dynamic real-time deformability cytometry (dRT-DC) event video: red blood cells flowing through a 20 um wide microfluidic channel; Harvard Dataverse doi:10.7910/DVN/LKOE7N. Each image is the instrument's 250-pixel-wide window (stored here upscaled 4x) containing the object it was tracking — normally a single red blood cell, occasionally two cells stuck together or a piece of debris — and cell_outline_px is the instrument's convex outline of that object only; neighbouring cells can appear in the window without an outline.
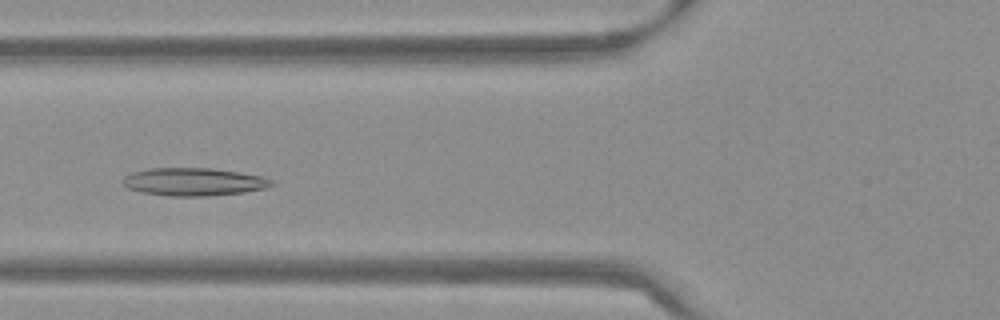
{"species": "Egyptian fruit bat (a non-hibernating species)", "species_latin": "Rousettus aegyptiacus", "temperature_condition": "warm", "stored_images_in_passage": 29, "camera_frame_rate_fps": 3000, "um_per_image_px": 0.085, "frame": {"image": 1, "passage_image": 5, "time_ms": 1.333, "image_size_px": [1000, 320], "cell_outline_px": [[272, 184], [264, 188], [244, 192], [208, 196], [168, 196], [140, 192], [128, 188], [124, 184], [124, 176], [132, 172], [148, 168], [212, 168], [240, 172], [264, 176], [272, 180]], "centroid_in_image_um": [16.46, 15.45], "position_along_channel_um": 109.3, "area_um2": 24.16}}
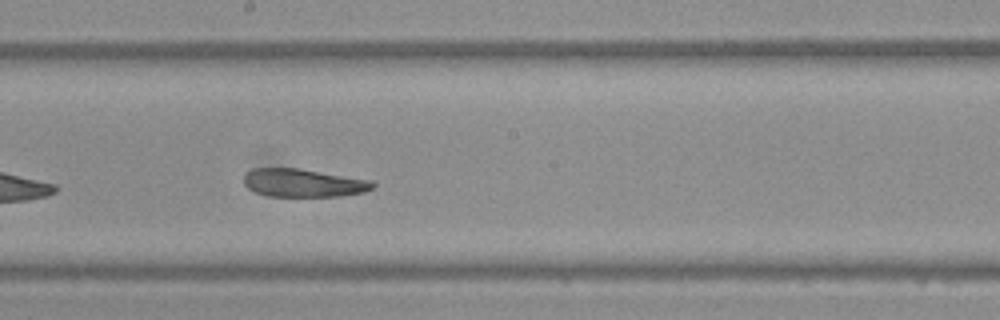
{"frame": {"image": 2, "passage_image": 14, "time_ms": 4.333, "image_size_px": [1000, 320], "cell_outline_px": [[376, 184], [372, 188], [364, 192], [340, 196], [268, 196], [256, 192], [248, 188], [244, 184], [244, 176], [252, 168], [300, 168], [372, 180]], "centroid_in_image_um": [25.8, 15.54], "position_along_channel_um": 222.4, "area_um2": 21.15}}
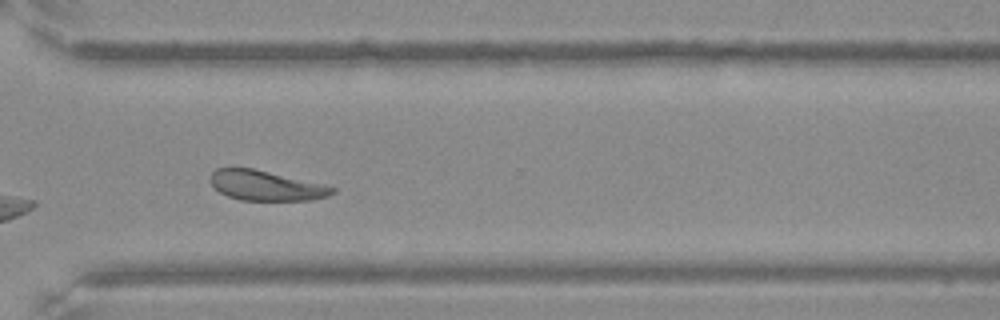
{"frame": {"image": 3, "passage_image": 24, "time_ms": 7.667, "image_size_px": [1000, 320], "cell_outline_px": [[336, 192], [328, 196], [312, 200], [240, 200], [228, 196], [220, 192], [208, 180], [208, 176], [216, 168], [252, 168], [324, 184], [336, 188]], "centroid_in_image_um": [22.6, 15.77], "position_along_channel_um": 348.0, "area_um2": 21.33}, "authors_computed_cell_mechanics": {"area_um2": 22.4264, "velocity_mm_per_s": 3.7627, "shape_relaxation_time_tau1_ms": null, "shape_relaxation_time_tau2_ms": 2.8747, "deformation_change_tau1": null, "deformation_change_tau2": 0.0807}}